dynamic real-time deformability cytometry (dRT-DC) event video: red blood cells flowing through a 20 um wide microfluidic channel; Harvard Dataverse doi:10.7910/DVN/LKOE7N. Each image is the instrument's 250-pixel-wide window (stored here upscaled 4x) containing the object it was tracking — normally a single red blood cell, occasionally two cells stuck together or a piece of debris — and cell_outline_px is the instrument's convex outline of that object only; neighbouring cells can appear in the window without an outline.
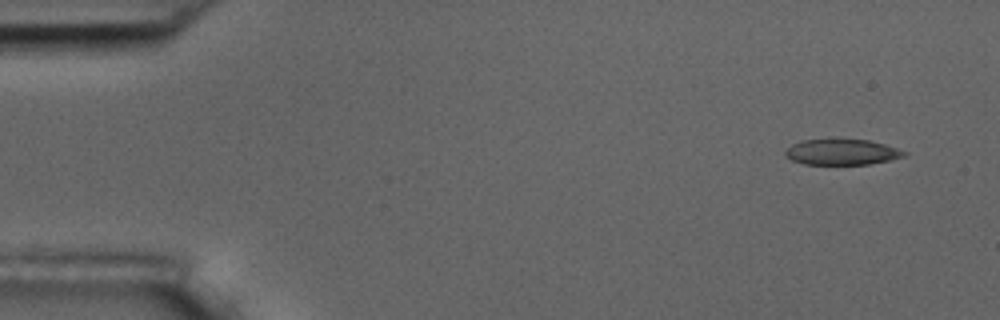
{"species": "common noctule bat (a hibernating species)", "species_latin": "Nyctalus noctula", "temperature_condition": "room temperature", "stored_images_in_passage": 9, "camera_frame_rate_fps": 3000, "um_per_image_px": 0.085, "animal": {"sex": "male", "body_mass_g": 17.5, "forearm_length_mm": 52.3}, "frame": {"image": 1, "passage_image": 1, "time_ms": 0.0, "image_size_px": [1000, 320], "cell_outline_px": [[908, 152], [904, 156], [888, 160], [868, 164], [804, 164], [792, 160], [784, 156], [784, 152], [792, 144], [804, 140], [868, 140], [884, 144]], "centroid_in_image_um": [71.53, 12.93], "position_along_channel_um": 13.5, "area_um2": 17.46}}
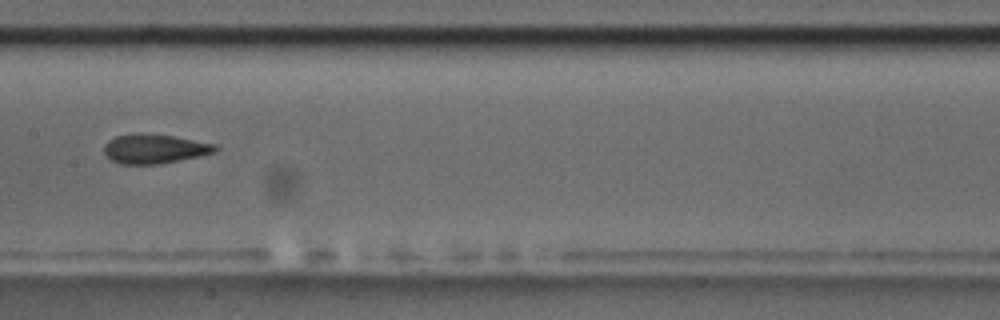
{"frame": {"image": 2, "passage_image": 8, "time_ms": 8.0, "image_size_px": [1000, 320], "cell_outline_px": [[220, 148], [216, 152], [200, 156], [160, 164], [120, 164], [112, 160], [104, 152], [104, 144], [108, 140], [116, 136], [136, 132], [144, 132], [172, 136], [216, 144]], "centroid_in_image_um": [13.14, 12.63], "position_along_channel_um": 194.3, "area_um2": 19.25}}
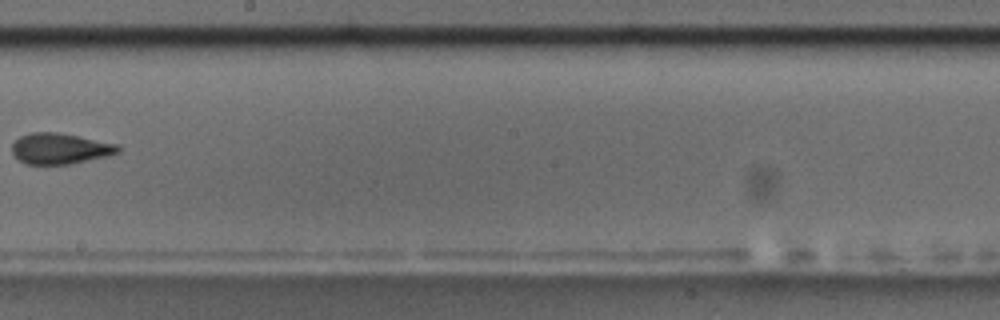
{"frame": {"image": 3, "passage_image": 9, "time_ms": 9.333, "image_size_px": [1000, 320], "cell_outline_px": [[120, 152], [108, 156], [72, 164], [24, 164], [12, 152], [12, 144], [20, 136], [32, 132], [56, 132], [116, 144], [120, 148]], "centroid_in_image_um": [5.09, 12.64], "position_along_channel_um": 243.1, "area_um2": 18.9}}